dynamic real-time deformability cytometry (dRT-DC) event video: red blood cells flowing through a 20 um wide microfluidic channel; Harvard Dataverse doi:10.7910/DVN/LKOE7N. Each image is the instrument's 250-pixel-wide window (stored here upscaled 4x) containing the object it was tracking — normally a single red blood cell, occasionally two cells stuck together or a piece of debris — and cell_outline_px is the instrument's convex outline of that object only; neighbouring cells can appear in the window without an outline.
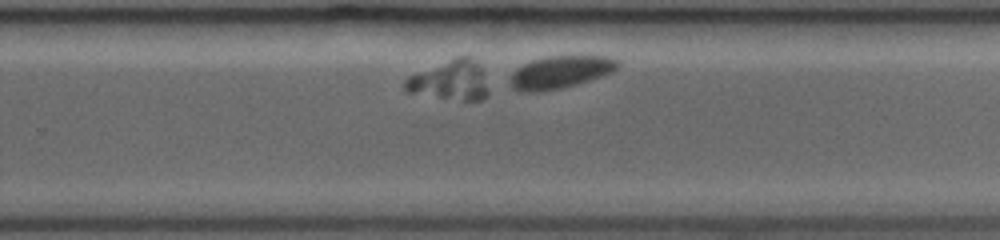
{"species": "common noctule bat (a hibernating species)", "species_latin": "Nyctalus noctula", "temperature_condition": "room temperature", "stored_images_in_passage": 26, "camera_frame_rate_fps": 3000, "um_per_image_px": 0.085, "animal": {"sex": "female", "body_mass_g": 19.0, "forearm_length_mm": 53.3}, "frame": {"image": 1, "passage_image": 21, "time_ms": 5.667, "image_size_px": [1000, 240], "cell_outline_px": [[620, 64], [612, 72], [576, 84], [560, 88], [536, 92], [524, 92], [512, 88], [508, 80], [512, 72], [516, 68], [532, 60], [544, 56], [612, 56], [620, 60]], "centroid_in_image_um": [47.6, 6.11], "position_along_channel_um": 282.2, "area_um2": 20.46}}
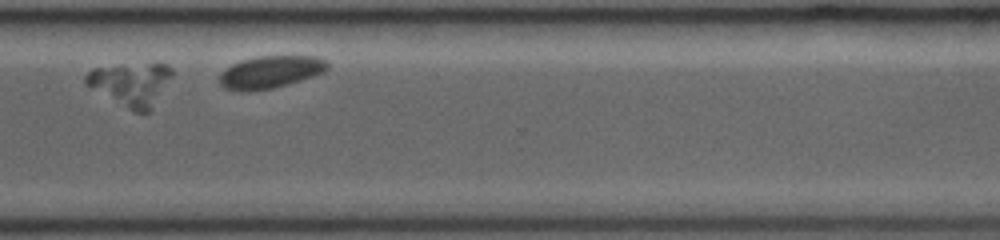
{"frame": {"image": 2, "passage_image": 24, "time_ms": 7.333, "image_size_px": [1000, 240], "cell_outline_px": [[172, 76], [148, 112], [136, 112], [128, 108], [84, 84], [84, 76], [92, 68], [148, 64], [168, 64], [172, 68]], "centroid_in_image_um": [11.11, 7.13], "position_along_channel_um": 359.5, "area_um2": 20.87}}
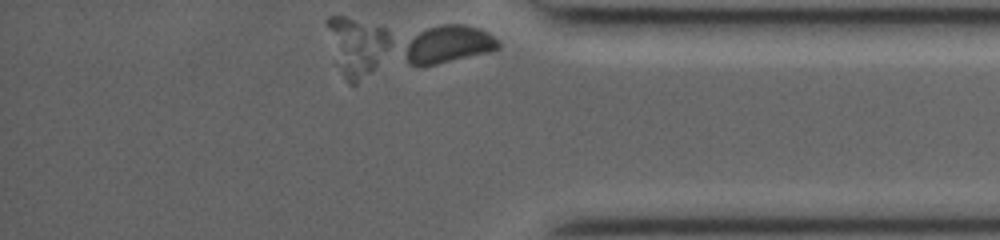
{"frame": {"image": 3, "passage_image": 26, "time_ms": 8.667, "image_size_px": [1000, 240], "cell_outline_px": [[500, 48], [488, 52], [436, 64], [408, 64], [404, 44], [420, 32], [428, 28], [444, 24], [464, 24], [480, 28], [488, 32], [500, 40]], "centroid_in_image_um": [38.17, 3.74], "position_along_channel_um": 397.0, "area_um2": 20.17}}